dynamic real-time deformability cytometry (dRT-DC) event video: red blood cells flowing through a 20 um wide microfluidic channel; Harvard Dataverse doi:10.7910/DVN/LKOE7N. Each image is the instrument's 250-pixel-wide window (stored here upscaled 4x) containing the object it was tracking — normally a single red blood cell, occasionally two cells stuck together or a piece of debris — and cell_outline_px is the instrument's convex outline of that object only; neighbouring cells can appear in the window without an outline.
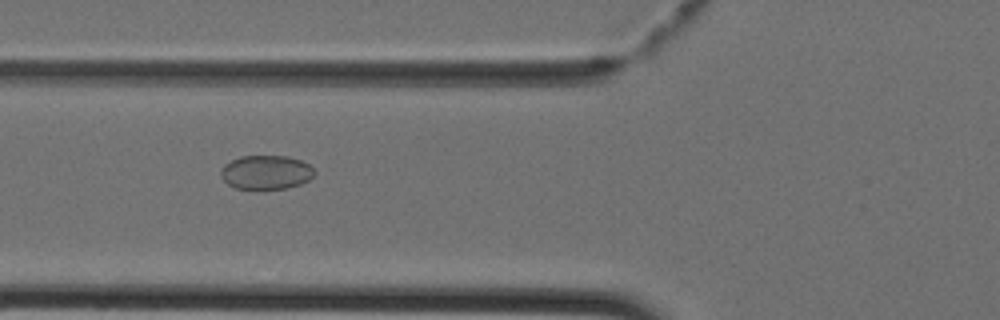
{"species": "Egyptian fruit bat (a non-hibernating species)", "species_latin": "Rousettus aegyptiacus", "temperature_condition": "cold", "stored_images_in_passage": 44, "camera_frame_rate_fps": 3000, "um_per_image_px": 0.085, "animal": {"sex": "female"}, "frame": {"image": 1, "passage_image": 17, "time_ms": 5.333, "image_size_px": [1000, 320], "cell_outline_px": [[316, 172], [308, 180], [300, 184], [288, 188], [260, 192], [236, 188], [228, 184], [220, 176], [220, 168], [224, 164], [240, 156], [288, 156], [300, 160], [308, 164]], "centroid_in_image_um": [22.58, 14.69], "position_along_channel_um": 103.2, "area_um2": 19.19}}
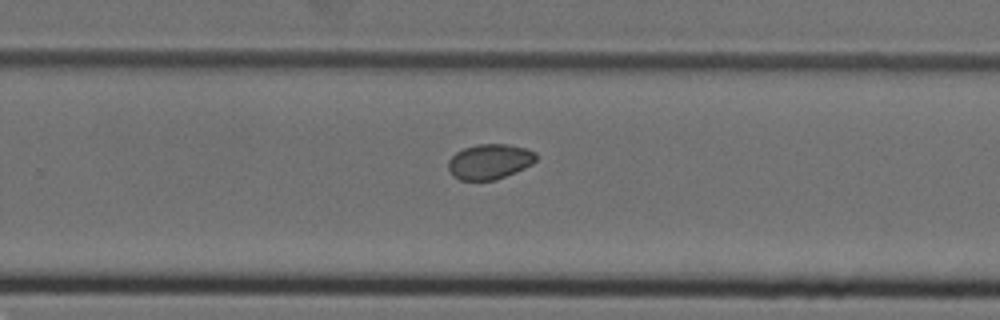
{"frame": {"image": 2, "passage_image": 29, "time_ms": 9.333, "image_size_px": [1000, 320], "cell_outline_px": [[536, 160], [532, 164], [516, 172], [496, 180], [460, 180], [452, 176], [448, 168], [448, 160], [456, 152], [464, 148], [476, 144], [508, 144], [528, 148], [536, 152]], "centroid_in_image_um": [41.62, 13.73], "position_along_channel_um": 288.2, "area_um2": 18.21}}
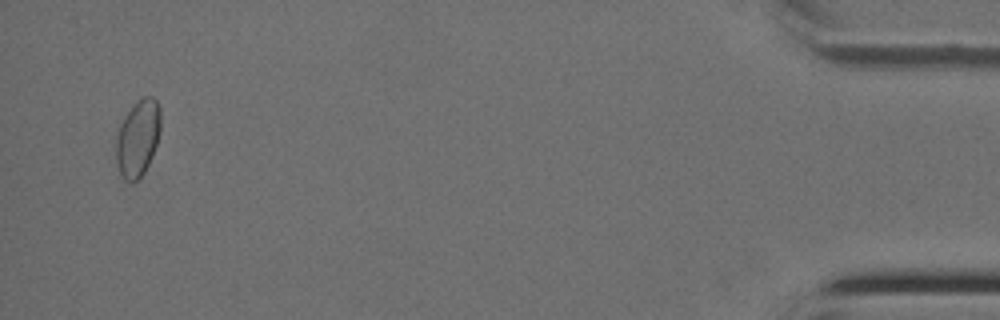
{"frame": {"image": 3, "passage_image": 43, "time_ms": 14.0, "image_size_px": [1000, 320], "cell_outline_px": [[160, 132], [152, 156], [144, 172], [132, 184], [124, 180], [116, 164], [116, 136], [120, 124], [124, 116], [144, 96], [152, 96], [156, 100], [160, 108]], "centroid_in_image_um": [11.71, 11.77], "position_along_channel_um": 423.5, "area_um2": 19.77}}